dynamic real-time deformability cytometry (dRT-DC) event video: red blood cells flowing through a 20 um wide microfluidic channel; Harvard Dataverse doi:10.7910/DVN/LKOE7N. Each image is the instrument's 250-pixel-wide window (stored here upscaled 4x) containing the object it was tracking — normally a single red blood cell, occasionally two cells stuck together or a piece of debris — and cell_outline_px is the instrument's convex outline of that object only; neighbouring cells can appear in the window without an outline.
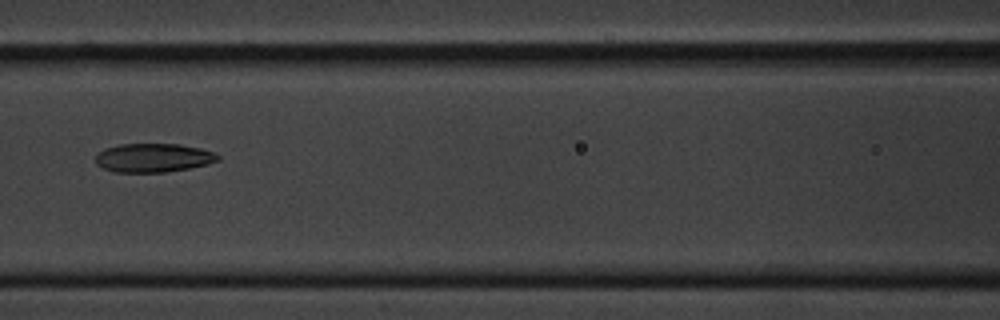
{"species": "common noctule bat (a hibernating species)", "species_latin": "Nyctalus noctula", "temperature_condition": "cold", "stored_images_in_passage": 4, "camera_frame_rate_fps": 3000, "um_per_image_px": 0.085, "animal": {"sex": "male", "body_mass_g": 20.1, "forearm_length_mm": 53.5}, "frame": {"image": 1, "passage_image": 3, "time_ms": 2.333, "image_size_px": [1000, 320], "cell_outline_px": [[220, 160], [208, 164], [188, 168], [164, 172], [116, 172], [104, 168], [96, 164], [96, 156], [104, 148], [120, 144], [180, 144], [200, 148], [212, 152], [220, 156]], "centroid_in_image_um": [13.04, 13.41], "position_along_channel_um": 153.6, "area_um2": 20.4}}
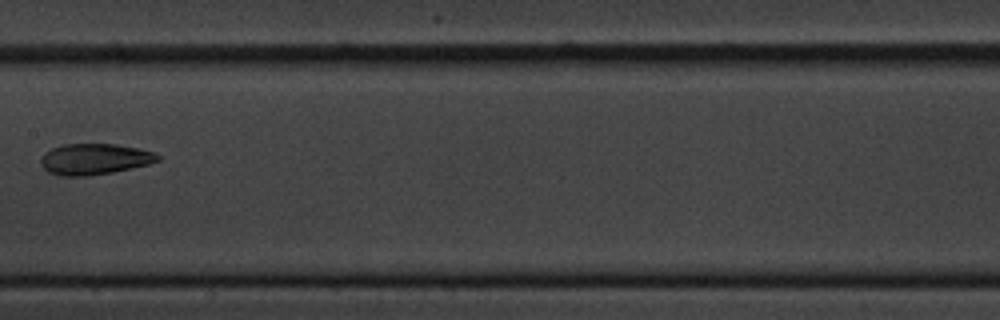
{"frame": {"image": 2, "passage_image": 4, "time_ms": 3.667, "image_size_px": [1000, 320], "cell_outline_px": [[160, 160], [148, 164], [112, 172], [88, 176], [60, 176], [48, 172], [40, 164], [40, 160], [52, 148], [64, 144], [116, 144], [136, 148], [152, 152], [160, 156]], "centroid_in_image_um": [8.02, 13.53], "position_along_channel_um": 199.4, "area_um2": 20.87}}